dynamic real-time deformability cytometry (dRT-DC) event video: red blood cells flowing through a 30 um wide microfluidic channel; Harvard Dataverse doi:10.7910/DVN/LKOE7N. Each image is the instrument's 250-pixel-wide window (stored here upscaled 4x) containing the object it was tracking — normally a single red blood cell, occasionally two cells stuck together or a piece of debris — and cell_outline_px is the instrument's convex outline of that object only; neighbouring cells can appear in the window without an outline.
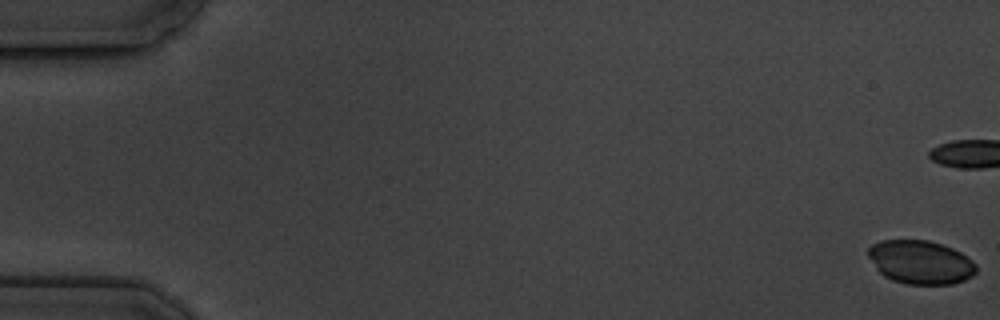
{"species": "common noctule bat (a hibernating species)", "species_latin": "Nyctalus noctula", "temperature_condition": "cold", "stored_images_in_passage": 7, "camera_frame_rate_fps": 3000, "um_per_image_px": 0.085, "animal": {"sex": "male", "body_mass_g": 19.5, "forearm_length_mm": 54.6}, "frame": {"image": 1, "passage_image": 1, "time_ms": 0.0, "image_size_px": [1000, 320], "cell_outline_px": [[976, 272], [972, 276], [964, 280], [952, 284], [908, 284], [892, 280], [884, 276], [876, 268], [868, 256], [868, 248], [872, 244], [880, 240], [928, 240], [952, 248], [960, 252], [972, 260], [976, 264]], "centroid_in_image_um": [78.24, 22.28], "position_along_channel_um": 6.8, "area_um2": 27.4}}
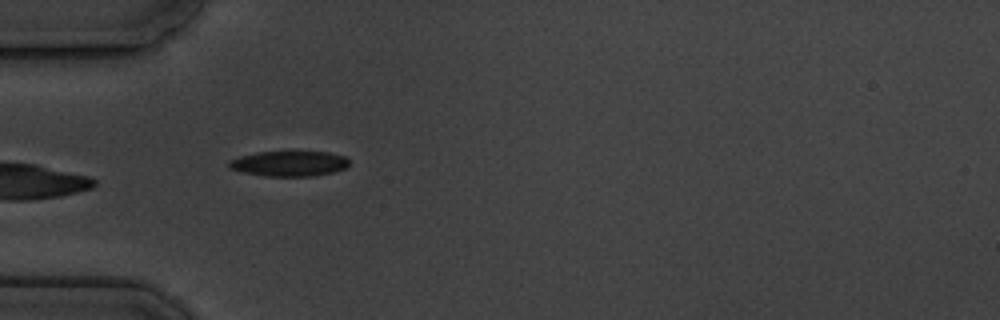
{"frame": {"image": 2, "passage_image": 6, "time_ms": 6.667, "image_size_px": [1000, 320], "cell_outline_px": [[348, 164], [344, 168], [336, 172], [312, 176], [264, 176], [244, 172], [228, 168], [228, 160], [240, 156], [256, 152], [328, 152], [344, 156], [348, 160]], "centroid_in_image_um": [24.55, 13.91], "position_along_channel_um": 60.4, "area_um2": 17.69}}